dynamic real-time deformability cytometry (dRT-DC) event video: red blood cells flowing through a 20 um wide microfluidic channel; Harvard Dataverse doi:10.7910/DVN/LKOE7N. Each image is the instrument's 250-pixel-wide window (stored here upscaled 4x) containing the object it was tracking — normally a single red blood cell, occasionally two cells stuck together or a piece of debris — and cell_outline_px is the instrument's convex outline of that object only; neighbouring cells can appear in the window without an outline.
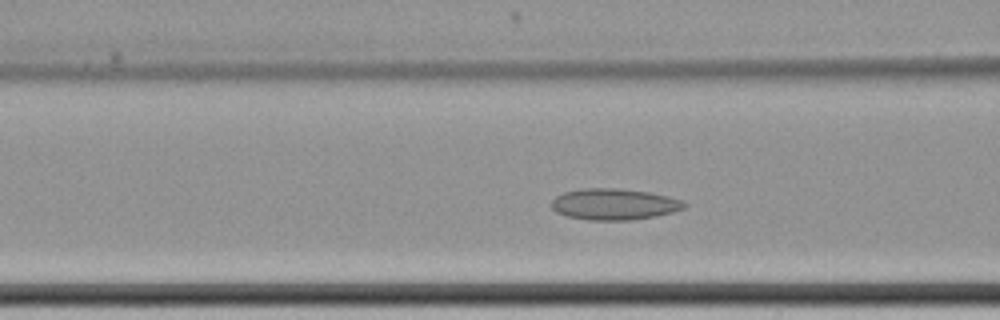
{"species": "common noctule bat (a hibernating species)", "species_latin": "Nyctalus noctula", "temperature_condition": "cold", "stored_images_in_passage": 49, "camera_frame_rate_fps": 3000, "um_per_image_px": 0.085, "animal": {"sex": "female", "body_mass_g": 22.7, "forearm_length_mm": 54.2}, "frame": {"image": 1, "passage_image": 20, "time_ms": 6.333, "image_size_px": [1000, 320], "cell_outline_px": [[688, 204], [684, 208], [672, 212], [656, 216], [628, 220], [588, 220], [568, 216], [556, 212], [552, 208], [552, 200], [556, 196], [564, 192], [584, 188], [616, 188], [648, 192], [668, 196], [680, 200]], "centroid_in_image_um": [52.19, 17.36], "position_along_channel_um": 114.4, "area_um2": 24.04}}
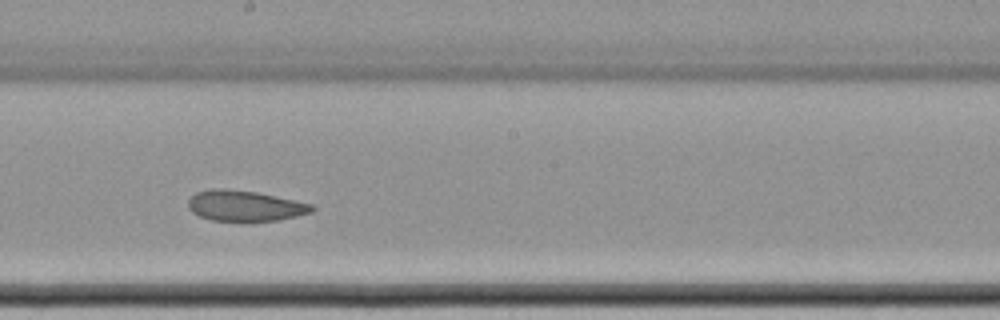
{"frame": {"image": 2, "passage_image": 30, "time_ms": 9.667, "image_size_px": [1000, 320], "cell_outline_px": [[316, 208], [312, 212], [280, 220], [248, 224], [212, 220], [200, 216], [192, 212], [188, 208], [188, 200], [196, 192], [212, 188], [224, 188], [256, 192], [312, 204]], "centroid_in_image_um": [20.81, 17.54], "position_along_channel_um": 227.4, "area_um2": 22.83}}
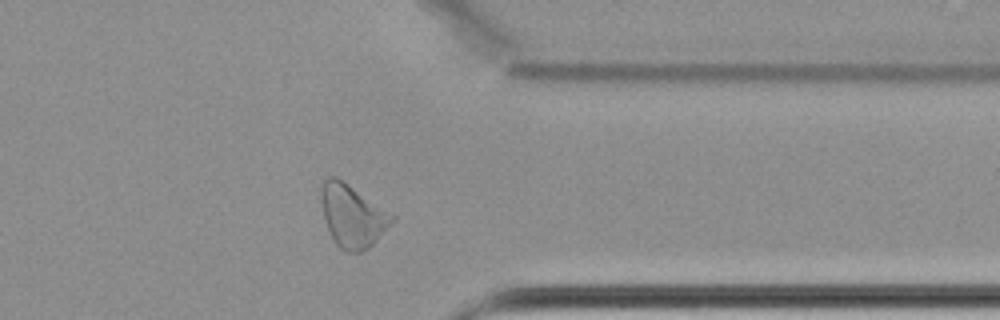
{"frame": {"image": 3, "passage_image": 44, "time_ms": 14.333, "image_size_px": [1000, 320], "cell_outline_px": [[396, 220], [368, 248], [360, 252], [344, 252], [336, 244], [324, 220], [320, 200], [320, 188], [324, 180], [328, 176], [336, 176], [396, 216]], "centroid_in_image_um": [29.94, 18.34], "position_along_channel_um": 381.5, "area_um2": 25.84}}